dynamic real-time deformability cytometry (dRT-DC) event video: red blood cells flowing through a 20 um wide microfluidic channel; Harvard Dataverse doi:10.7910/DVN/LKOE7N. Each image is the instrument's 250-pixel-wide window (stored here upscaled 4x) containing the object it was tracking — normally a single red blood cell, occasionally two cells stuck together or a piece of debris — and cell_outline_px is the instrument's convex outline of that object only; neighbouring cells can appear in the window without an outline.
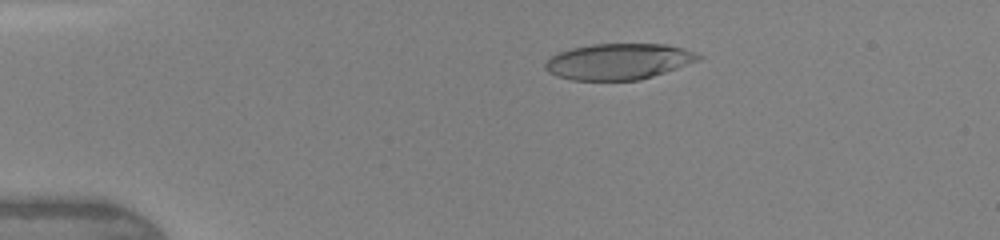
{"species": "human", "species_latin": "Homo sapiens", "temperature_condition": "warm", "stored_images_in_passage": 40, "camera_frame_rate_fps": 3000, "um_per_image_px": 0.085, "donor": {"sex": "female"}, "frame": {"image": 1, "passage_image": 3, "time_ms": 0.667, "image_size_px": [1000, 240], "cell_outline_px": [[704, 56], [696, 60], [676, 68], [640, 80], [572, 80], [556, 76], [548, 72], [544, 68], [544, 64], [552, 56], [560, 52], [572, 48], [592, 44], [664, 44], [684, 48], [696, 52]], "centroid_in_image_um": [52.55, 5.22], "position_along_channel_um": 32.4, "area_um2": 31.91}}
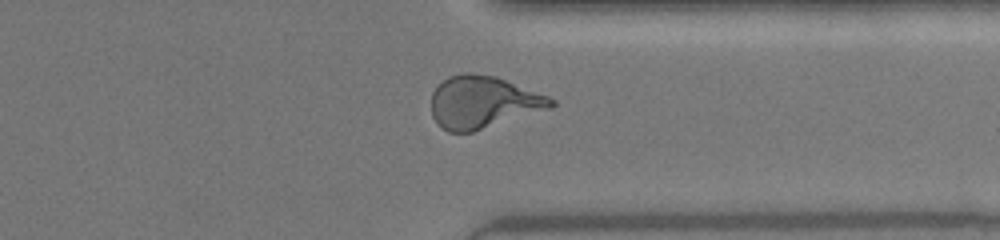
{"frame": {"image": 2, "passage_image": 30, "time_ms": 9.667, "image_size_px": [1000, 240], "cell_outline_px": [[556, 104], [552, 108], [472, 132], [448, 132], [432, 116], [432, 92], [448, 76], [464, 72], [472, 72], [496, 76], [548, 96], [556, 100]], "centroid_in_image_um": [41.08, 8.67], "position_along_channel_um": 370.3, "area_um2": 36.41}}
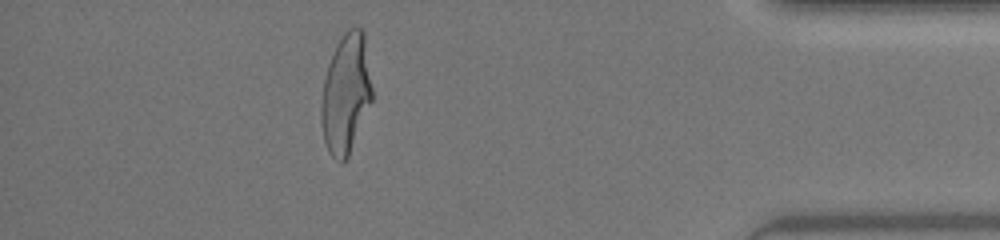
{"frame": {"image": 3, "passage_image": 35, "time_ms": 11.333, "image_size_px": [1000, 240], "cell_outline_px": [[372, 100], [348, 156], [340, 164], [328, 152], [324, 140], [320, 120], [320, 108], [324, 80], [328, 64], [336, 44], [344, 32], [348, 28], [360, 28], [364, 32], [372, 88]], "centroid_in_image_um": [29.38, 7.97], "position_along_channel_um": 405.8, "area_um2": 35.37}, "authors_computed_cell_mechanics": {"area_um2": 35.1713, "velocity_mm_per_s": 4.3928, "shape_relaxation_time_tau1_ms": 4.6235, "shape_relaxation_time_tau2_ms": 0.8066, "deformation_change_tau1": 0.2365, "deformation_change_tau2": 0.1037}}